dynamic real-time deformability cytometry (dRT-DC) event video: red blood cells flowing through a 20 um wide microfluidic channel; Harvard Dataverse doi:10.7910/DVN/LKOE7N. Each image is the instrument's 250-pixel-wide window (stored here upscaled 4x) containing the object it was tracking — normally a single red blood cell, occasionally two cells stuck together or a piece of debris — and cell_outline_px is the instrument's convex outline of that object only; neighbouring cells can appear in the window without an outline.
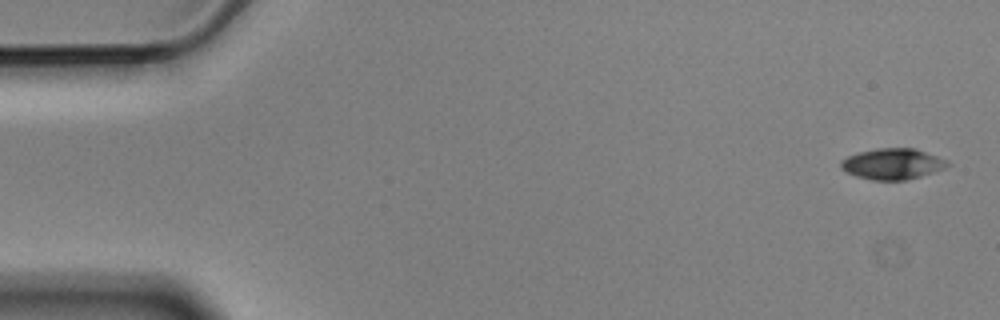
{"species": "Egyptian fruit bat (a non-hibernating species)", "species_latin": "Rousettus aegyptiacus", "temperature_condition": "cold", "stored_images_in_passage": 5, "camera_frame_rate_fps": 3000, "um_per_image_px": 0.085, "animal": {"sex": "male"}, "frame": {"image": 1, "passage_image": 1, "time_ms": 0.0, "image_size_px": [1000, 320], "cell_outline_px": [[952, 164], [944, 168], [920, 176], [904, 180], [872, 180], [856, 176], [840, 168], [840, 160], [848, 156], [860, 152], [876, 148], [916, 148], [936, 156]], "centroid_in_image_um": [75.83, 13.93], "position_along_channel_um": 9.2, "area_um2": 19.02}}
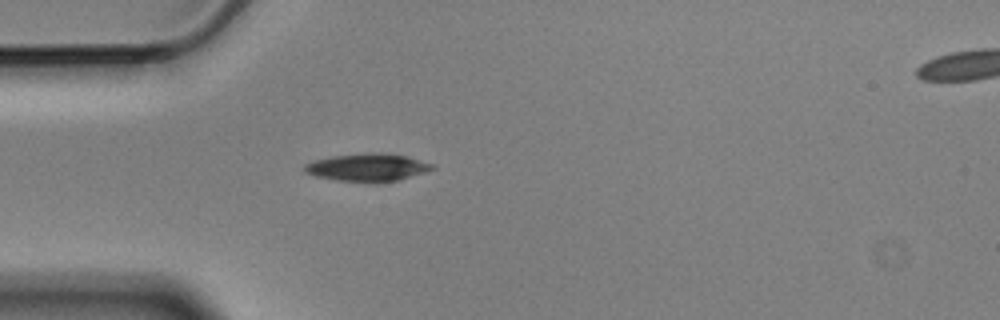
{"frame": {"image": 2, "passage_image": 5, "time_ms": 1.333, "image_size_px": [1000, 320], "cell_outline_px": [[436, 168], [424, 172], [396, 180], [380, 184], [376, 184], [336, 180], [316, 176], [304, 172], [304, 164], [316, 160], [332, 156], [372, 152], [380, 152], [408, 156], [432, 164]], "centroid_in_image_um": [31.23, 14.24], "position_along_channel_um": 53.8, "area_um2": 20.81}}